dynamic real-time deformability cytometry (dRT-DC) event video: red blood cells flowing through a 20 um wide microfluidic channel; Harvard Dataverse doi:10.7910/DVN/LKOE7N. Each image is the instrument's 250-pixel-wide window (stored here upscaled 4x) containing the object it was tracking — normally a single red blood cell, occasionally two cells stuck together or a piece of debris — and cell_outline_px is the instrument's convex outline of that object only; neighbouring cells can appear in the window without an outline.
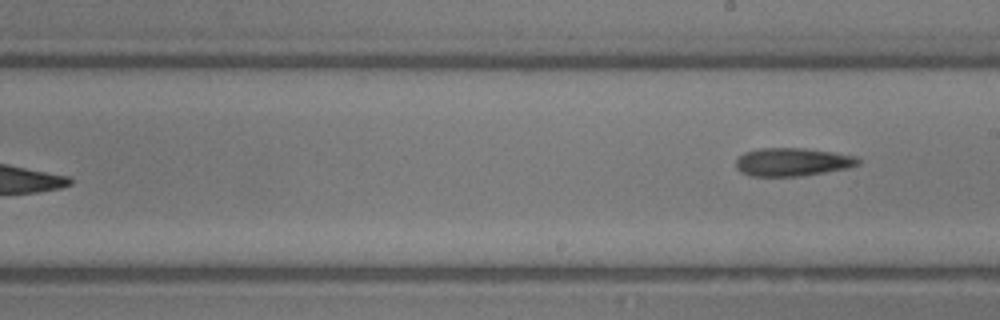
{"species": "common noctule bat (a hibernating species)", "species_latin": "Nyctalus noctula", "temperature_condition": "room temperature", "stored_images_in_passage": 20, "camera_frame_rate_fps": 3000, "um_per_image_px": 0.085, "animal": {"sex": "male", "body_mass_g": 13.3}, "frame": {"image": 1, "passage_image": 20, "time_ms": 6.333, "image_size_px": [1000, 320], "cell_outline_px": [[860, 164], [848, 168], [800, 176], [752, 176], [740, 172], [736, 168], [736, 160], [744, 152], [760, 148], [804, 148], [832, 152], [856, 156], [860, 160]], "centroid_in_image_um": [67.34, 13.77], "position_along_channel_um": 221.7, "area_um2": 20.06}}